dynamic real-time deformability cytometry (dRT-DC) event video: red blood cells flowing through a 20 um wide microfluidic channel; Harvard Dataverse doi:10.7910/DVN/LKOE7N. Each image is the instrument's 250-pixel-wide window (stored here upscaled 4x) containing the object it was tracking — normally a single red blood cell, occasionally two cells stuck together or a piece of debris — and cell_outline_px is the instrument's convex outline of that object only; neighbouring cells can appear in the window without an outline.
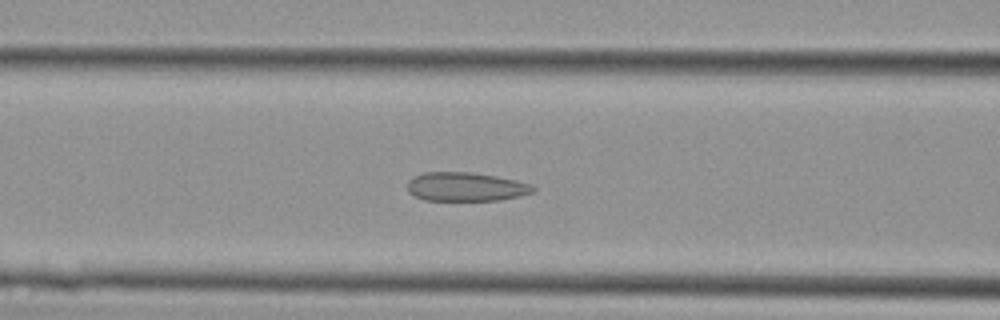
{"species": "Egyptian fruit bat (a non-hibernating species)", "species_latin": "Rousettus aegyptiacus", "temperature_condition": "cold", "stored_images_in_passage": 35, "camera_frame_rate_fps": 3000, "um_per_image_px": 0.085, "animal": {"sex": "female"}, "frame": {"image": 1, "passage_image": 10, "time_ms": 3.0, "image_size_px": [1000, 320], "cell_outline_px": [[536, 188], [532, 192], [520, 196], [500, 200], [424, 200], [408, 192], [408, 180], [412, 176], [424, 172], [472, 172], [496, 176], [516, 180], [532, 184]], "centroid_in_image_um": [39.59, 15.87], "position_along_channel_um": 127.0, "area_um2": 21.21}}
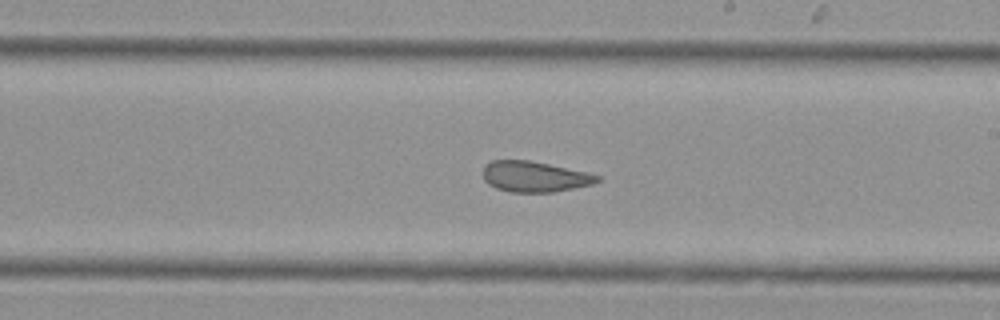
{"frame": {"image": 2, "passage_image": 17, "time_ms": 5.333, "image_size_px": [1000, 320], "cell_outline_px": [[600, 180], [592, 184], [552, 192], [512, 192], [496, 188], [488, 184], [484, 180], [484, 164], [492, 160], [528, 160], [588, 172], [600, 176]], "centroid_in_image_um": [45.42, 15.01], "position_along_channel_um": 243.6, "area_um2": 20.29}}
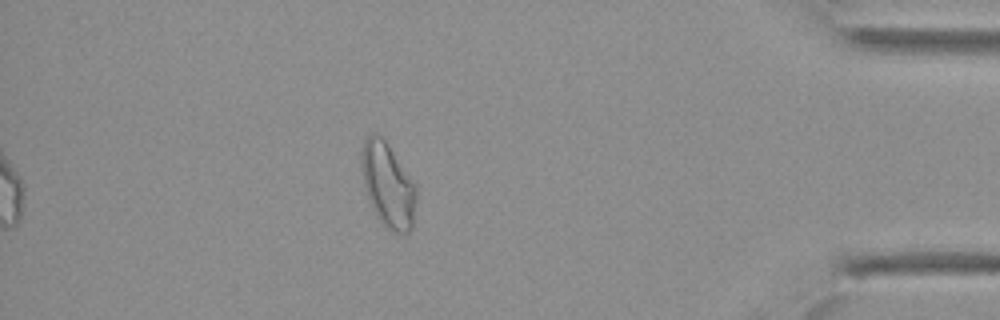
{"frame": {"image": 3, "passage_image": 29, "time_ms": 9.333, "image_size_px": [1000, 320], "cell_outline_px": [[416, 204], [412, 228], [408, 232], [400, 236], [392, 232], [376, 216], [368, 200], [364, 184], [360, 156], [364, 140], [372, 132], [376, 132], [384, 140], [416, 188]], "centroid_in_image_um": [32.95, 15.79], "position_along_channel_um": 402.2, "area_um2": 26.59}}